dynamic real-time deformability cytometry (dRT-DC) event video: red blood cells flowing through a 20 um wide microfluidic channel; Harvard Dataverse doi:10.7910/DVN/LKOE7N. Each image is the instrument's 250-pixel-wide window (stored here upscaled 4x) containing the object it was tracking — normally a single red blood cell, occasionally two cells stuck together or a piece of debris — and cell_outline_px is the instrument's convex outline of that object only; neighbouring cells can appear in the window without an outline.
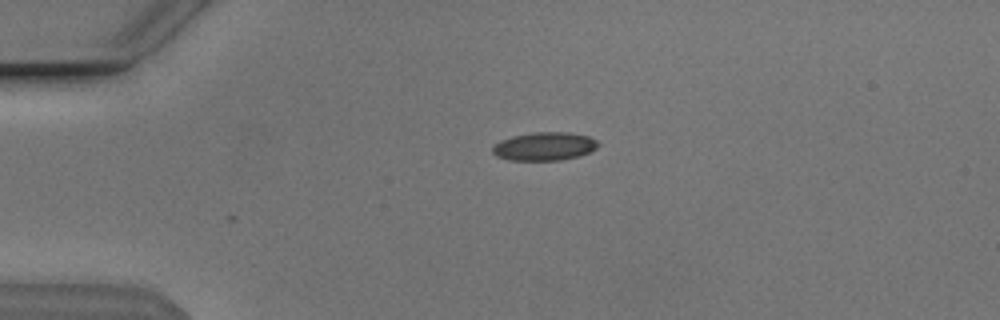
{"species": "Egyptian fruit bat (a non-hibernating species)", "species_latin": "Rousettus aegyptiacus", "temperature_condition": "cold", "stored_images_in_passage": 44, "camera_frame_rate_fps": 3000, "um_per_image_px": 0.085, "animal": {"sex": "male"}, "frame": {"image": 1, "passage_image": 3, "time_ms": 0.667, "image_size_px": [1000, 320], "cell_outline_px": [[600, 144], [596, 148], [588, 152], [576, 156], [560, 160], [508, 160], [496, 156], [492, 152], [492, 148], [500, 140], [512, 136], [532, 132], [568, 132], [588, 136], [596, 140]], "centroid_in_image_um": [46.25, 12.43], "position_along_channel_um": 38.8, "area_um2": 17.34}}
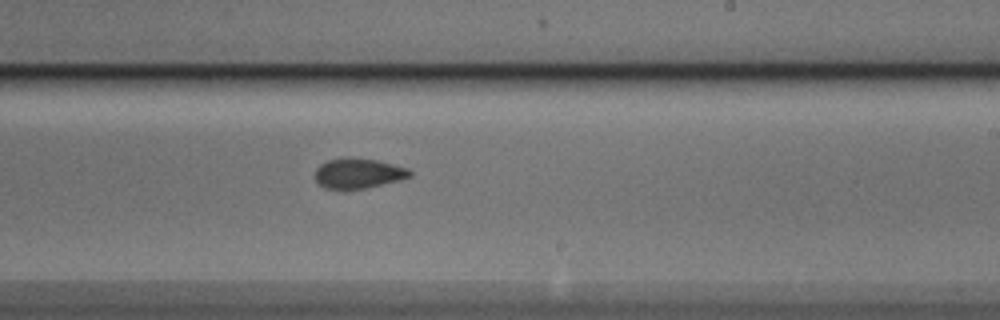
{"frame": {"image": 2, "passage_image": 23, "time_ms": 7.333, "image_size_px": [1000, 320], "cell_outline_px": [[412, 176], [400, 180], [364, 188], [324, 188], [316, 180], [316, 168], [320, 164], [328, 160], [340, 156], [348, 156], [376, 160], [408, 168], [412, 172]], "centroid_in_image_um": [30.45, 14.7], "position_along_channel_um": 258.5, "area_um2": 16.59}}
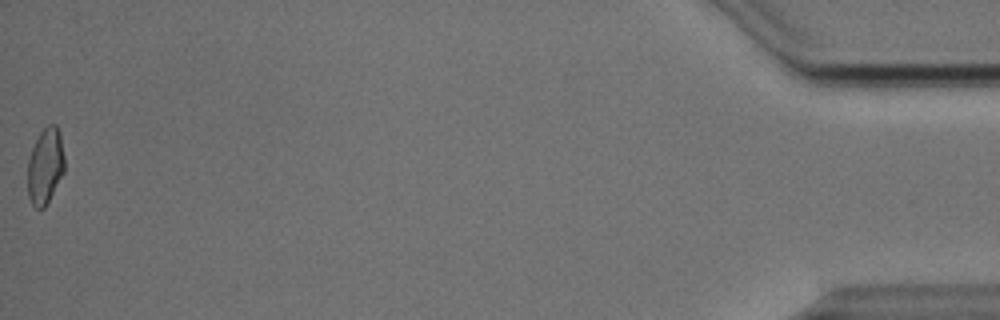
{"frame": {"image": 3, "passage_image": 44, "time_ms": 14.333, "image_size_px": [1000, 320], "cell_outline_px": [[64, 172], [44, 208], [36, 208], [32, 204], [28, 196], [28, 160], [32, 148], [40, 132], [48, 124], [56, 124], [60, 132], [64, 156]], "centroid_in_image_um": [3.85, 14.09], "position_along_channel_um": 431.3, "area_um2": 16.24}, "authors_computed_cell_mechanics": {"area_um2": 16.8487, "velocity_mm_per_s": 3.8454, "shape_relaxation_time_tau1_ms": 4.2512, "shape_relaxation_time_tau2_ms": 1.8438, "deformation_change_tau1": 0.1038, "deformation_change_tau2": 0.0719}}